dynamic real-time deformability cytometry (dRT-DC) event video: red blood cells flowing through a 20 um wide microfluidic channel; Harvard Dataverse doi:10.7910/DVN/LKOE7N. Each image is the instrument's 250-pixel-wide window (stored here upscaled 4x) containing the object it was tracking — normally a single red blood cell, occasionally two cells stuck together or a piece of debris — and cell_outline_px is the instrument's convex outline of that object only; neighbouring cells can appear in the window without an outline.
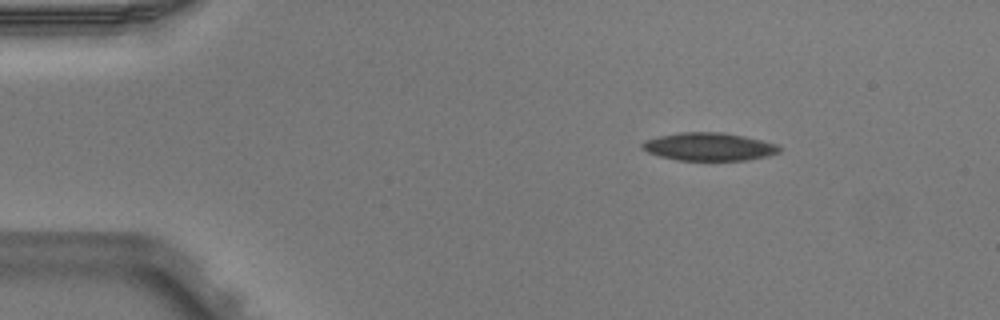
{"species": "Egyptian fruit bat (a non-hibernating species)", "species_latin": "Rousettus aegyptiacus", "temperature_condition": "warm", "stored_images_in_passage": 3, "camera_frame_rate_fps": 3000, "um_per_image_px": 0.085, "animal": {"sex": "male"}, "frame": {"image": 1, "passage_image": 1, "time_ms": 0.0, "image_size_px": [1000, 320], "cell_outline_px": [[780, 152], [768, 156], [744, 160], [676, 160], [660, 156], [648, 152], [640, 148], [640, 144], [644, 140], [660, 136], [680, 132], [724, 132], [744, 136], [776, 144], [780, 148]], "centroid_in_image_um": [60.23, 12.46], "position_along_channel_um": 24.8, "area_um2": 22.31}}
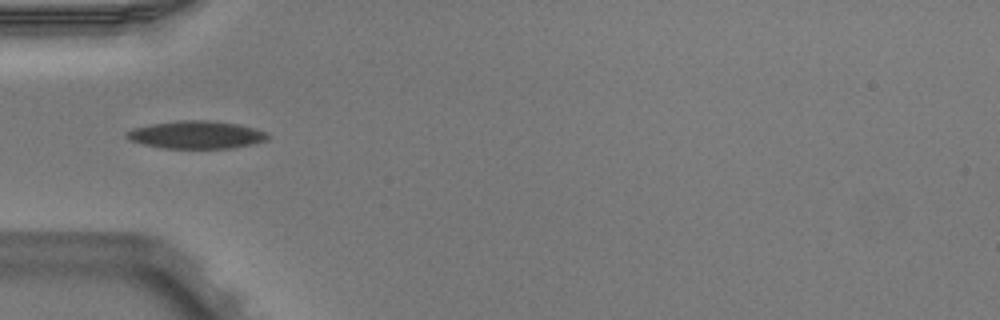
{"frame": {"image": 2, "passage_image": 3, "time_ms": 0.667, "image_size_px": [1000, 320], "cell_outline_px": [[268, 140], [252, 144], [232, 148], [160, 148], [144, 144], [132, 140], [124, 136], [124, 132], [132, 128], [152, 124], [176, 120], [208, 120], [236, 124], [268, 132]], "centroid_in_image_um": [16.66, 11.45], "position_along_channel_um": 68.3, "area_um2": 22.77}}